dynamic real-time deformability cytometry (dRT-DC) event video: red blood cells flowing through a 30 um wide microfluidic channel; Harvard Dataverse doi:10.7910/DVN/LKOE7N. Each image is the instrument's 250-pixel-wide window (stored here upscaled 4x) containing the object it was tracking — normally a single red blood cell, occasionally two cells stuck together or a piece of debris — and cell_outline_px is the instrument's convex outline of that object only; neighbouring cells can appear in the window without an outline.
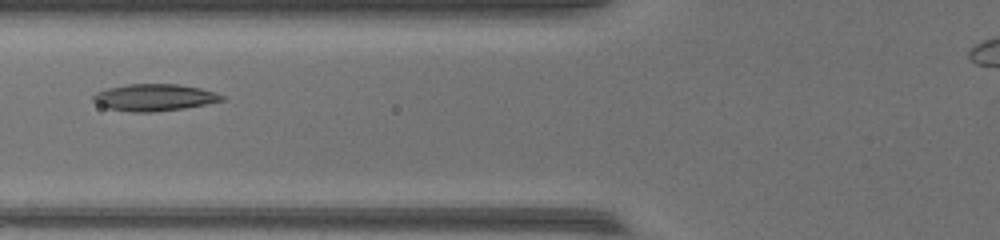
{"species": "common noctule bat (a hibernating species)", "species_latin": "Nyctalus noctula", "temperature_condition": "warm", "stored_images_in_passage": 33, "camera_frame_rate_fps": 3000, "um_per_image_px": 0.085, "animal": {"sex": "female", "body_mass_g": 17.0, "forearm_length_mm": 48.0}, "frame": {"image": 1, "passage_image": 5, "time_ms": 1.333, "image_size_px": [1000, 240], "cell_outline_px": [[224, 100], [184, 108], [152, 112], [132, 112], [108, 108], [92, 100], [92, 96], [96, 92], [108, 88], [128, 84], [176, 84], [200, 88], [224, 96]], "centroid_in_image_um": [13.08, 8.28], "position_along_channel_um": 112.7, "area_um2": 19.83}}
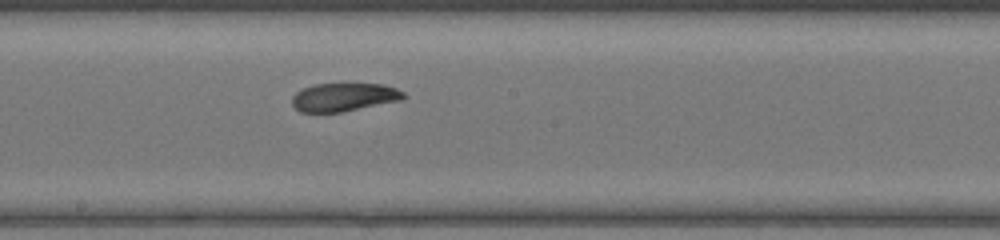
{"frame": {"image": 2, "passage_image": 13, "time_ms": 4.0, "image_size_px": [1000, 240], "cell_outline_px": [[404, 96], [400, 100], [340, 112], [300, 112], [292, 104], [292, 96], [296, 92], [304, 88], [316, 84], [380, 84], [396, 88], [404, 92]], "centroid_in_image_um": [29.2, 8.25], "position_along_channel_um": 219.0, "area_um2": 18.03}}
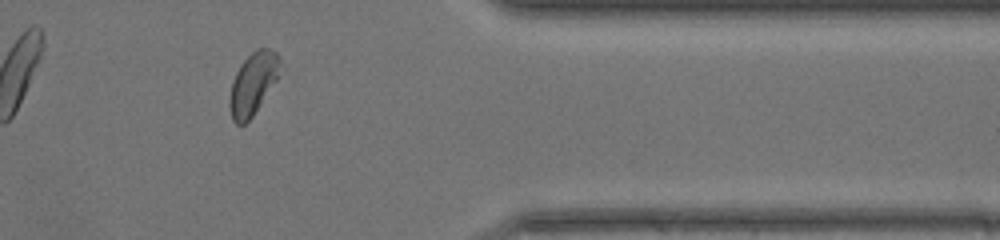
{"frame": {"image": 3, "passage_image": 27, "time_ms": 8.667, "image_size_px": [1000, 240], "cell_outline_px": [[280, 60], [276, 80], [252, 116], [244, 124], [236, 124], [232, 120], [228, 104], [228, 100], [232, 84], [236, 72], [240, 64], [256, 48], [268, 48], [276, 52], [280, 56]], "centroid_in_image_um": [21.47, 7.1], "position_along_channel_um": 389.9, "area_um2": 17.92}}